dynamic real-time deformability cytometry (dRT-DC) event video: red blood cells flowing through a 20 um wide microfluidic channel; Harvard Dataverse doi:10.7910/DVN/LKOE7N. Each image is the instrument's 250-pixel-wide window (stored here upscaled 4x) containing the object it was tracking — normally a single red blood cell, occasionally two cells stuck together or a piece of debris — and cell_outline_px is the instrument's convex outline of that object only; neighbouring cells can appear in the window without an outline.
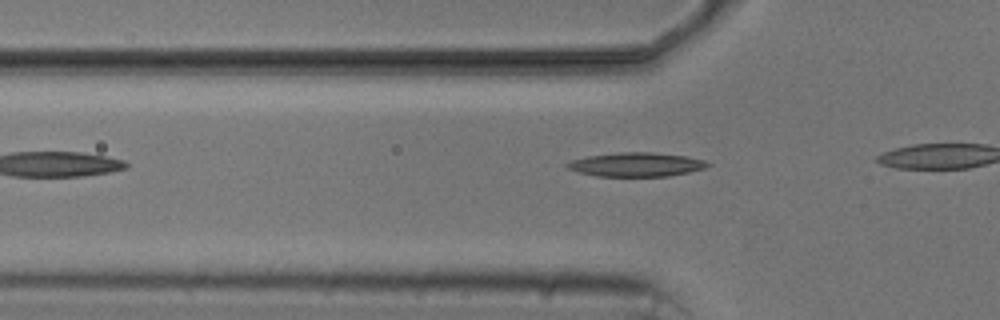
{"species": "common noctule bat (a hibernating species)", "species_latin": "Nyctalus noctula", "temperature_condition": "cold", "stored_images_in_passage": 5, "camera_frame_rate_fps": 3000, "um_per_image_px": 0.085, "animal": {"sex": "male", "body_mass_g": 20.5, "forearm_length_mm": 52.5}, "frame": {"image": 1, "passage_image": 3, "time_ms": 2.333, "image_size_px": [1000, 320], "cell_outline_px": [[712, 164], [704, 168], [688, 172], [668, 176], [596, 176], [580, 172], [568, 168], [564, 164], [572, 160], [588, 156], [616, 152], [652, 152], [688, 156], [704, 160]], "centroid_in_image_um": [54.1, 13.97], "position_along_channel_um": 71.7, "area_um2": 19.59}}